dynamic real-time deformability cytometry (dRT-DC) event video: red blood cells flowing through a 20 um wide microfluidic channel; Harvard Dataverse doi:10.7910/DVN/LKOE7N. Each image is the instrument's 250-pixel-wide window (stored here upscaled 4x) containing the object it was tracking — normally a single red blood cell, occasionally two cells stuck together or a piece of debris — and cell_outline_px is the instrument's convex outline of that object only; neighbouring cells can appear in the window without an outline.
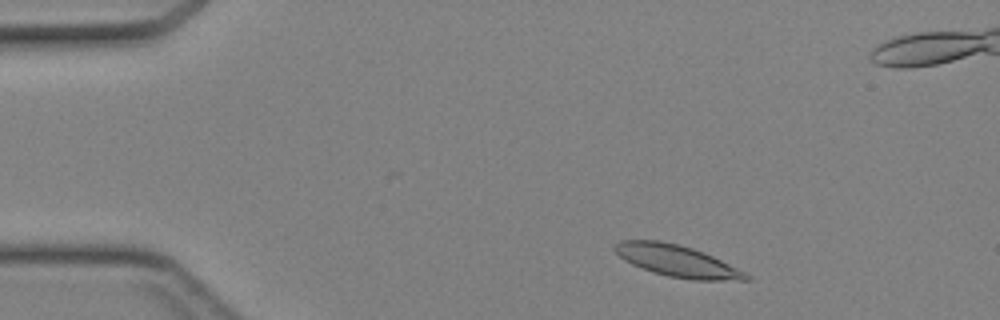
{"species": "Egyptian fruit bat (a non-hibernating species)", "species_latin": "Rousettus aegyptiacus", "temperature_condition": "cold", "stored_images_in_passage": 42, "camera_frame_rate_fps": 3000, "um_per_image_px": 0.085, "animal": {"sex": "female"}, "frame": {"image": 1, "passage_image": 3, "time_ms": 0.667, "image_size_px": [1000, 320], "cell_outline_px": [[752, 280], [692, 280], [668, 276], [652, 272], [632, 264], [624, 260], [612, 248], [620, 240], [660, 240], [680, 244], [704, 252], [752, 276]], "centroid_in_image_um": [57.53, 22.17], "position_along_channel_um": 27.5, "area_um2": 24.16}}
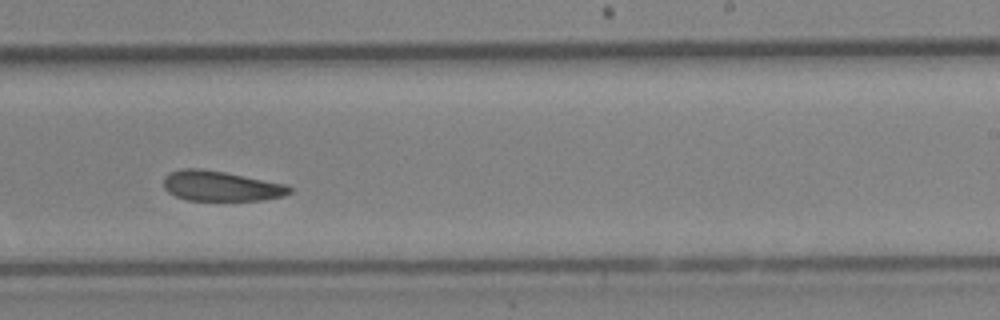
{"frame": {"image": 2, "passage_image": 24, "time_ms": 7.667, "image_size_px": [1000, 320], "cell_outline_px": [[292, 192], [284, 196], [264, 200], [188, 200], [176, 196], [168, 192], [164, 188], [164, 176], [168, 172], [184, 168], [200, 168], [224, 172], [288, 184], [292, 188]], "centroid_in_image_um": [18.8, 15.81], "position_along_channel_um": 270.2, "area_um2": 22.25}}
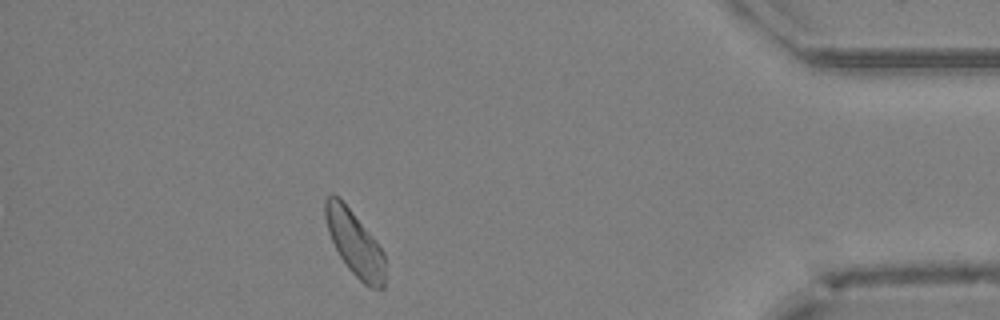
{"frame": {"image": 3, "passage_image": 36, "time_ms": 11.667, "image_size_px": [1000, 320], "cell_outline_px": [[384, 288], [372, 288], [364, 284], [348, 268], [340, 256], [328, 232], [324, 216], [324, 200], [328, 196], [340, 196], [372, 236], [384, 252]], "centroid_in_image_um": [30.13, 20.65], "position_along_channel_um": 405.1, "area_um2": 22.37}}